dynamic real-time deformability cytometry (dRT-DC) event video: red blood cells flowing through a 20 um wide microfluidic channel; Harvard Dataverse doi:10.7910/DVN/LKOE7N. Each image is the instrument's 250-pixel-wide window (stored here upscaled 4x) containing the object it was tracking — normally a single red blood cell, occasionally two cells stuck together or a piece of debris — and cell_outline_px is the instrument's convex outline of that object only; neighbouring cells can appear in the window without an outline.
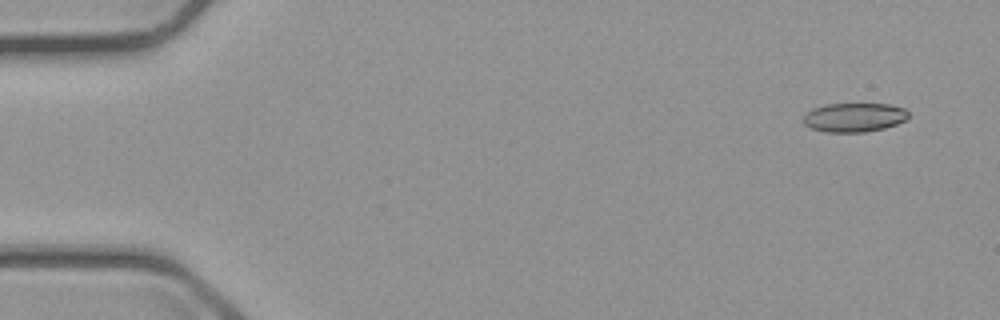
{"species": "common noctule bat (a hibernating species)", "species_latin": "Nyctalus noctula", "temperature_condition": "cold", "stored_images_in_passage": 4, "camera_frame_rate_fps": 3000, "um_per_image_px": 0.085, "animal": {"sex": "male", "body_mass_g": 23.1, "forearm_length_mm": 52.7}, "frame": {"image": 1, "passage_image": 1, "time_ms": 0.0, "image_size_px": [1000, 320], "cell_outline_px": [[908, 116], [904, 120], [896, 124], [884, 128], [864, 132], [828, 132], [812, 128], [804, 124], [804, 116], [812, 108], [828, 104], [888, 104], [904, 108], [908, 112]], "centroid_in_image_um": [72.61, 9.97], "position_along_channel_um": 12.4, "area_um2": 17.57}}
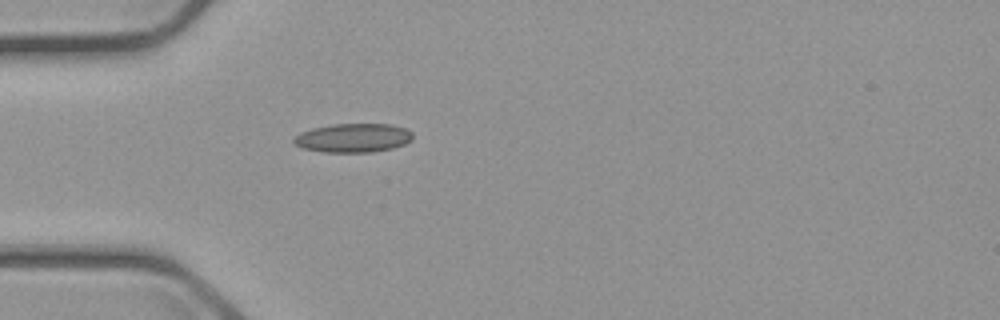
{"frame": {"image": 2, "passage_image": 4, "time_ms": 4.333, "image_size_px": [1000, 320], "cell_outline_px": [[412, 140], [404, 144], [392, 148], [372, 152], [324, 152], [304, 148], [296, 144], [292, 140], [300, 132], [312, 128], [332, 124], [388, 124], [404, 128], [412, 132]], "centroid_in_image_um": [30.02, 11.72], "position_along_channel_um": 55.0, "area_um2": 19.88}}